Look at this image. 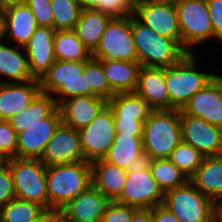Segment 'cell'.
I'll return each mask as SVG.
<instances>
[{
  "label": "cell",
  "mask_w": 222,
  "mask_h": 222,
  "mask_svg": "<svg viewBox=\"0 0 222 222\" xmlns=\"http://www.w3.org/2000/svg\"><path fill=\"white\" fill-rule=\"evenodd\" d=\"M90 185L91 163L88 161L46 166L48 212L57 213Z\"/></svg>",
  "instance_id": "6da1fadb"
},
{
  "label": "cell",
  "mask_w": 222,
  "mask_h": 222,
  "mask_svg": "<svg viewBox=\"0 0 222 222\" xmlns=\"http://www.w3.org/2000/svg\"><path fill=\"white\" fill-rule=\"evenodd\" d=\"M143 150L153 159H169L182 141L180 110H152L143 125Z\"/></svg>",
  "instance_id": "7a4b0ae2"
},
{
  "label": "cell",
  "mask_w": 222,
  "mask_h": 222,
  "mask_svg": "<svg viewBox=\"0 0 222 222\" xmlns=\"http://www.w3.org/2000/svg\"><path fill=\"white\" fill-rule=\"evenodd\" d=\"M196 53H187L178 63L165 68L169 110H182L190 98L203 89L216 74L200 71Z\"/></svg>",
  "instance_id": "3957f363"
},
{
  "label": "cell",
  "mask_w": 222,
  "mask_h": 222,
  "mask_svg": "<svg viewBox=\"0 0 222 222\" xmlns=\"http://www.w3.org/2000/svg\"><path fill=\"white\" fill-rule=\"evenodd\" d=\"M132 34L140 66L166 68L188 53L176 40L158 35L133 15Z\"/></svg>",
  "instance_id": "277c9868"
},
{
  "label": "cell",
  "mask_w": 222,
  "mask_h": 222,
  "mask_svg": "<svg viewBox=\"0 0 222 222\" xmlns=\"http://www.w3.org/2000/svg\"><path fill=\"white\" fill-rule=\"evenodd\" d=\"M84 68L85 61L55 60L39 80L41 92L52 95L57 105L72 97L92 96Z\"/></svg>",
  "instance_id": "5b68a950"
},
{
  "label": "cell",
  "mask_w": 222,
  "mask_h": 222,
  "mask_svg": "<svg viewBox=\"0 0 222 222\" xmlns=\"http://www.w3.org/2000/svg\"><path fill=\"white\" fill-rule=\"evenodd\" d=\"M162 204L180 222H212L216 218V203L196 189L190 180L166 191Z\"/></svg>",
  "instance_id": "8992f818"
},
{
  "label": "cell",
  "mask_w": 222,
  "mask_h": 222,
  "mask_svg": "<svg viewBox=\"0 0 222 222\" xmlns=\"http://www.w3.org/2000/svg\"><path fill=\"white\" fill-rule=\"evenodd\" d=\"M17 199L41 205L48 212L46 166L40 159L14 157L6 160Z\"/></svg>",
  "instance_id": "52a82bcc"
},
{
  "label": "cell",
  "mask_w": 222,
  "mask_h": 222,
  "mask_svg": "<svg viewBox=\"0 0 222 222\" xmlns=\"http://www.w3.org/2000/svg\"><path fill=\"white\" fill-rule=\"evenodd\" d=\"M175 6L181 32V46L188 53H194V46L214 38L206 0H179Z\"/></svg>",
  "instance_id": "ba28073f"
},
{
  "label": "cell",
  "mask_w": 222,
  "mask_h": 222,
  "mask_svg": "<svg viewBox=\"0 0 222 222\" xmlns=\"http://www.w3.org/2000/svg\"><path fill=\"white\" fill-rule=\"evenodd\" d=\"M96 60L138 61L132 34V15L113 17L108 23L99 46L92 53Z\"/></svg>",
  "instance_id": "9c48e42d"
},
{
  "label": "cell",
  "mask_w": 222,
  "mask_h": 222,
  "mask_svg": "<svg viewBox=\"0 0 222 222\" xmlns=\"http://www.w3.org/2000/svg\"><path fill=\"white\" fill-rule=\"evenodd\" d=\"M84 161L103 159L112 146L116 130L114 115L107 105L87 126L78 130Z\"/></svg>",
  "instance_id": "30bf717a"
},
{
  "label": "cell",
  "mask_w": 222,
  "mask_h": 222,
  "mask_svg": "<svg viewBox=\"0 0 222 222\" xmlns=\"http://www.w3.org/2000/svg\"><path fill=\"white\" fill-rule=\"evenodd\" d=\"M133 16L158 35L176 40L181 45V32L174 3L136 0Z\"/></svg>",
  "instance_id": "8fae6325"
},
{
  "label": "cell",
  "mask_w": 222,
  "mask_h": 222,
  "mask_svg": "<svg viewBox=\"0 0 222 222\" xmlns=\"http://www.w3.org/2000/svg\"><path fill=\"white\" fill-rule=\"evenodd\" d=\"M182 141L190 144L204 157L222 155V128L205 119L184 114L180 110Z\"/></svg>",
  "instance_id": "7c38bea8"
},
{
  "label": "cell",
  "mask_w": 222,
  "mask_h": 222,
  "mask_svg": "<svg viewBox=\"0 0 222 222\" xmlns=\"http://www.w3.org/2000/svg\"><path fill=\"white\" fill-rule=\"evenodd\" d=\"M164 193L152 176L151 170L127 172L120 196L115 202L137 209H151L163 203Z\"/></svg>",
  "instance_id": "4fadbf2b"
},
{
  "label": "cell",
  "mask_w": 222,
  "mask_h": 222,
  "mask_svg": "<svg viewBox=\"0 0 222 222\" xmlns=\"http://www.w3.org/2000/svg\"><path fill=\"white\" fill-rule=\"evenodd\" d=\"M62 123L58 107L48 116L39 119L18 133L16 157L40 159L47 142Z\"/></svg>",
  "instance_id": "5bb4252c"
},
{
  "label": "cell",
  "mask_w": 222,
  "mask_h": 222,
  "mask_svg": "<svg viewBox=\"0 0 222 222\" xmlns=\"http://www.w3.org/2000/svg\"><path fill=\"white\" fill-rule=\"evenodd\" d=\"M40 160L45 166L84 161L78 130L61 123L47 142Z\"/></svg>",
  "instance_id": "9a60e30c"
},
{
  "label": "cell",
  "mask_w": 222,
  "mask_h": 222,
  "mask_svg": "<svg viewBox=\"0 0 222 222\" xmlns=\"http://www.w3.org/2000/svg\"><path fill=\"white\" fill-rule=\"evenodd\" d=\"M110 202L102 192L90 185L56 214L62 222H101Z\"/></svg>",
  "instance_id": "2e32d148"
},
{
  "label": "cell",
  "mask_w": 222,
  "mask_h": 222,
  "mask_svg": "<svg viewBox=\"0 0 222 222\" xmlns=\"http://www.w3.org/2000/svg\"><path fill=\"white\" fill-rule=\"evenodd\" d=\"M181 111L222 128V76L216 75L190 98Z\"/></svg>",
  "instance_id": "e0dca14e"
},
{
  "label": "cell",
  "mask_w": 222,
  "mask_h": 222,
  "mask_svg": "<svg viewBox=\"0 0 222 222\" xmlns=\"http://www.w3.org/2000/svg\"><path fill=\"white\" fill-rule=\"evenodd\" d=\"M56 30L38 27L24 50L27 55L29 71L34 79L40 80L55 62L54 36Z\"/></svg>",
  "instance_id": "ac0fdd59"
},
{
  "label": "cell",
  "mask_w": 222,
  "mask_h": 222,
  "mask_svg": "<svg viewBox=\"0 0 222 222\" xmlns=\"http://www.w3.org/2000/svg\"><path fill=\"white\" fill-rule=\"evenodd\" d=\"M2 8L4 40L11 41L15 46L25 47L38 28L34 14L25 3H12Z\"/></svg>",
  "instance_id": "d6986e66"
},
{
  "label": "cell",
  "mask_w": 222,
  "mask_h": 222,
  "mask_svg": "<svg viewBox=\"0 0 222 222\" xmlns=\"http://www.w3.org/2000/svg\"><path fill=\"white\" fill-rule=\"evenodd\" d=\"M108 105L98 96H76L61 101L59 109L62 123L79 130L87 126Z\"/></svg>",
  "instance_id": "ffe728a7"
},
{
  "label": "cell",
  "mask_w": 222,
  "mask_h": 222,
  "mask_svg": "<svg viewBox=\"0 0 222 222\" xmlns=\"http://www.w3.org/2000/svg\"><path fill=\"white\" fill-rule=\"evenodd\" d=\"M40 91L37 79L21 83H0V120L9 121L28 107Z\"/></svg>",
  "instance_id": "44dd1931"
},
{
  "label": "cell",
  "mask_w": 222,
  "mask_h": 222,
  "mask_svg": "<svg viewBox=\"0 0 222 222\" xmlns=\"http://www.w3.org/2000/svg\"><path fill=\"white\" fill-rule=\"evenodd\" d=\"M135 92L148 103L152 110H169L165 68L141 66Z\"/></svg>",
  "instance_id": "7402d4cb"
},
{
  "label": "cell",
  "mask_w": 222,
  "mask_h": 222,
  "mask_svg": "<svg viewBox=\"0 0 222 222\" xmlns=\"http://www.w3.org/2000/svg\"><path fill=\"white\" fill-rule=\"evenodd\" d=\"M0 77H3L0 83H21L34 80L29 71L24 47L11 45L6 40L0 41Z\"/></svg>",
  "instance_id": "603a6c76"
},
{
  "label": "cell",
  "mask_w": 222,
  "mask_h": 222,
  "mask_svg": "<svg viewBox=\"0 0 222 222\" xmlns=\"http://www.w3.org/2000/svg\"><path fill=\"white\" fill-rule=\"evenodd\" d=\"M127 178V170L110 164L103 159L91 162L92 185L110 201L121 194Z\"/></svg>",
  "instance_id": "cb8c5ba5"
},
{
  "label": "cell",
  "mask_w": 222,
  "mask_h": 222,
  "mask_svg": "<svg viewBox=\"0 0 222 222\" xmlns=\"http://www.w3.org/2000/svg\"><path fill=\"white\" fill-rule=\"evenodd\" d=\"M107 78L111 91L116 93L135 92L138 85L140 64L138 61L98 60Z\"/></svg>",
  "instance_id": "d4e9b609"
},
{
  "label": "cell",
  "mask_w": 222,
  "mask_h": 222,
  "mask_svg": "<svg viewBox=\"0 0 222 222\" xmlns=\"http://www.w3.org/2000/svg\"><path fill=\"white\" fill-rule=\"evenodd\" d=\"M189 180L203 195L217 203L222 198V155L204 157Z\"/></svg>",
  "instance_id": "484cf974"
},
{
  "label": "cell",
  "mask_w": 222,
  "mask_h": 222,
  "mask_svg": "<svg viewBox=\"0 0 222 222\" xmlns=\"http://www.w3.org/2000/svg\"><path fill=\"white\" fill-rule=\"evenodd\" d=\"M113 17L96 9L81 10L74 31L83 45L93 53Z\"/></svg>",
  "instance_id": "4316f807"
},
{
  "label": "cell",
  "mask_w": 222,
  "mask_h": 222,
  "mask_svg": "<svg viewBox=\"0 0 222 222\" xmlns=\"http://www.w3.org/2000/svg\"><path fill=\"white\" fill-rule=\"evenodd\" d=\"M142 137L143 135L116 133L112 146L103 160L127 169L130 163L144 152Z\"/></svg>",
  "instance_id": "83f0119b"
},
{
  "label": "cell",
  "mask_w": 222,
  "mask_h": 222,
  "mask_svg": "<svg viewBox=\"0 0 222 222\" xmlns=\"http://www.w3.org/2000/svg\"><path fill=\"white\" fill-rule=\"evenodd\" d=\"M114 119L147 120L152 109L136 92L116 93L108 100Z\"/></svg>",
  "instance_id": "f1b7e54d"
},
{
  "label": "cell",
  "mask_w": 222,
  "mask_h": 222,
  "mask_svg": "<svg viewBox=\"0 0 222 222\" xmlns=\"http://www.w3.org/2000/svg\"><path fill=\"white\" fill-rule=\"evenodd\" d=\"M56 108L57 104L52 95L40 91L28 107L15 114L9 121L18 134L26 126L48 117Z\"/></svg>",
  "instance_id": "f546056e"
},
{
  "label": "cell",
  "mask_w": 222,
  "mask_h": 222,
  "mask_svg": "<svg viewBox=\"0 0 222 222\" xmlns=\"http://www.w3.org/2000/svg\"><path fill=\"white\" fill-rule=\"evenodd\" d=\"M55 59L60 61H88L92 53L78 39L73 29L56 30L54 36Z\"/></svg>",
  "instance_id": "4dcf8cb0"
},
{
  "label": "cell",
  "mask_w": 222,
  "mask_h": 222,
  "mask_svg": "<svg viewBox=\"0 0 222 222\" xmlns=\"http://www.w3.org/2000/svg\"><path fill=\"white\" fill-rule=\"evenodd\" d=\"M46 213L37 203L14 198L0 208V222H37Z\"/></svg>",
  "instance_id": "1f68e13d"
},
{
  "label": "cell",
  "mask_w": 222,
  "mask_h": 222,
  "mask_svg": "<svg viewBox=\"0 0 222 222\" xmlns=\"http://www.w3.org/2000/svg\"><path fill=\"white\" fill-rule=\"evenodd\" d=\"M150 170L163 193L182 186L189 180L169 159H153Z\"/></svg>",
  "instance_id": "d6a6232c"
},
{
  "label": "cell",
  "mask_w": 222,
  "mask_h": 222,
  "mask_svg": "<svg viewBox=\"0 0 222 222\" xmlns=\"http://www.w3.org/2000/svg\"><path fill=\"white\" fill-rule=\"evenodd\" d=\"M53 15V29H74L81 8L75 0H50Z\"/></svg>",
  "instance_id": "836d02e7"
},
{
  "label": "cell",
  "mask_w": 222,
  "mask_h": 222,
  "mask_svg": "<svg viewBox=\"0 0 222 222\" xmlns=\"http://www.w3.org/2000/svg\"><path fill=\"white\" fill-rule=\"evenodd\" d=\"M204 156L192 147L181 141L172 151L169 160L175 164L190 179L200 167Z\"/></svg>",
  "instance_id": "e575fe53"
},
{
  "label": "cell",
  "mask_w": 222,
  "mask_h": 222,
  "mask_svg": "<svg viewBox=\"0 0 222 222\" xmlns=\"http://www.w3.org/2000/svg\"><path fill=\"white\" fill-rule=\"evenodd\" d=\"M84 74L87 75L88 86H91L92 96H98L108 101L114 95L105 77L102 64L98 60L91 58L85 61Z\"/></svg>",
  "instance_id": "d590c367"
},
{
  "label": "cell",
  "mask_w": 222,
  "mask_h": 222,
  "mask_svg": "<svg viewBox=\"0 0 222 222\" xmlns=\"http://www.w3.org/2000/svg\"><path fill=\"white\" fill-rule=\"evenodd\" d=\"M17 135L10 121L0 120V154L6 160L16 157Z\"/></svg>",
  "instance_id": "8d00e7d4"
},
{
  "label": "cell",
  "mask_w": 222,
  "mask_h": 222,
  "mask_svg": "<svg viewBox=\"0 0 222 222\" xmlns=\"http://www.w3.org/2000/svg\"><path fill=\"white\" fill-rule=\"evenodd\" d=\"M136 0H98V10L112 17L133 15Z\"/></svg>",
  "instance_id": "74e56055"
},
{
  "label": "cell",
  "mask_w": 222,
  "mask_h": 222,
  "mask_svg": "<svg viewBox=\"0 0 222 222\" xmlns=\"http://www.w3.org/2000/svg\"><path fill=\"white\" fill-rule=\"evenodd\" d=\"M24 3L34 14L38 27L53 28L50 0H25Z\"/></svg>",
  "instance_id": "f35d334b"
},
{
  "label": "cell",
  "mask_w": 222,
  "mask_h": 222,
  "mask_svg": "<svg viewBox=\"0 0 222 222\" xmlns=\"http://www.w3.org/2000/svg\"><path fill=\"white\" fill-rule=\"evenodd\" d=\"M137 208L111 201L101 219V222H130Z\"/></svg>",
  "instance_id": "ab89813d"
},
{
  "label": "cell",
  "mask_w": 222,
  "mask_h": 222,
  "mask_svg": "<svg viewBox=\"0 0 222 222\" xmlns=\"http://www.w3.org/2000/svg\"><path fill=\"white\" fill-rule=\"evenodd\" d=\"M16 198L12 175L7 163L0 167V208Z\"/></svg>",
  "instance_id": "60d3db41"
},
{
  "label": "cell",
  "mask_w": 222,
  "mask_h": 222,
  "mask_svg": "<svg viewBox=\"0 0 222 222\" xmlns=\"http://www.w3.org/2000/svg\"><path fill=\"white\" fill-rule=\"evenodd\" d=\"M206 4L213 26L214 40L222 43V0H206Z\"/></svg>",
  "instance_id": "b9f144b4"
},
{
  "label": "cell",
  "mask_w": 222,
  "mask_h": 222,
  "mask_svg": "<svg viewBox=\"0 0 222 222\" xmlns=\"http://www.w3.org/2000/svg\"><path fill=\"white\" fill-rule=\"evenodd\" d=\"M146 120L114 119L116 133L127 135H143V125Z\"/></svg>",
  "instance_id": "7bdbcfd3"
},
{
  "label": "cell",
  "mask_w": 222,
  "mask_h": 222,
  "mask_svg": "<svg viewBox=\"0 0 222 222\" xmlns=\"http://www.w3.org/2000/svg\"><path fill=\"white\" fill-rule=\"evenodd\" d=\"M152 222H180L178 218L163 204L152 208Z\"/></svg>",
  "instance_id": "ee69618b"
},
{
  "label": "cell",
  "mask_w": 222,
  "mask_h": 222,
  "mask_svg": "<svg viewBox=\"0 0 222 222\" xmlns=\"http://www.w3.org/2000/svg\"><path fill=\"white\" fill-rule=\"evenodd\" d=\"M153 158L143 152L141 155L137 156L126 169L127 172H137V171H145L151 168Z\"/></svg>",
  "instance_id": "f6af8a7d"
},
{
  "label": "cell",
  "mask_w": 222,
  "mask_h": 222,
  "mask_svg": "<svg viewBox=\"0 0 222 222\" xmlns=\"http://www.w3.org/2000/svg\"><path fill=\"white\" fill-rule=\"evenodd\" d=\"M130 222H152V208L151 209H137L130 220Z\"/></svg>",
  "instance_id": "bcb514c9"
},
{
  "label": "cell",
  "mask_w": 222,
  "mask_h": 222,
  "mask_svg": "<svg viewBox=\"0 0 222 222\" xmlns=\"http://www.w3.org/2000/svg\"><path fill=\"white\" fill-rule=\"evenodd\" d=\"M82 10L96 9L98 10V0H75Z\"/></svg>",
  "instance_id": "7dc6e473"
},
{
  "label": "cell",
  "mask_w": 222,
  "mask_h": 222,
  "mask_svg": "<svg viewBox=\"0 0 222 222\" xmlns=\"http://www.w3.org/2000/svg\"><path fill=\"white\" fill-rule=\"evenodd\" d=\"M57 218L56 213L47 212L39 221L37 222H53Z\"/></svg>",
  "instance_id": "c3c4849f"
},
{
  "label": "cell",
  "mask_w": 222,
  "mask_h": 222,
  "mask_svg": "<svg viewBox=\"0 0 222 222\" xmlns=\"http://www.w3.org/2000/svg\"><path fill=\"white\" fill-rule=\"evenodd\" d=\"M4 40V13L3 8L0 7V41Z\"/></svg>",
  "instance_id": "681fc988"
},
{
  "label": "cell",
  "mask_w": 222,
  "mask_h": 222,
  "mask_svg": "<svg viewBox=\"0 0 222 222\" xmlns=\"http://www.w3.org/2000/svg\"><path fill=\"white\" fill-rule=\"evenodd\" d=\"M25 0H0V7H4L12 3H24Z\"/></svg>",
  "instance_id": "f907efd6"
},
{
  "label": "cell",
  "mask_w": 222,
  "mask_h": 222,
  "mask_svg": "<svg viewBox=\"0 0 222 222\" xmlns=\"http://www.w3.org/2000/svg\"><path fill=\"white\" fill-rule=\"evenodd\" d=\"M216 218L222 222V204H216Z\"/></svg>",
  "instance_id": "816d5d0a"
},
{
  "label": "cell",
  "mask_w": 222,
  "mask_h": 222,
  "mask_svg": "<svg viewBox=\"0 0 222 222\" xmlns=\"http://www.w3.org/2000/svg\"><path fill=\"white\" fill-rule=\"evenodd\" d=\"M152 1H156V2H169V3H176L179 0H152Z\"/></svg>",
  "instance_id": "f5cc1de1"
},
{
  "label": "cell",
  "mask_w": 222,
  "mask_h": 222,
  "mask_svg": "<svg viewBox=\"0 0 222 222\" xmlns=\"http://www.w3.org/2000/svg\"><path fill=\"white\" fill-rule=\"evenodd\" d=\"M6 163V159L0 154V167Z\"/></svg>",
  "instance_id": "db71d44e"
},
{
  "label": "cell",
  "mask_w": 222,
  "mask_h": 222,
  "mask_svg": "<svg viewBox=\"0 0 222 222\" xmlns=\"http://www.w3.org/2000/svg\"><path fill=\"white\" fill-rule=\"evenodd\" d=\"M53 222H62L58 217Z\"/></svg>",
  "instance_id": "11a10c76"
},
{
  "label": "cell",
  "mask_w": 222,
  "mask_h": 222,
  "mask_svg": "<svg viewBox=\"0 0 222 222\" xmlns=\"http://www.w3.org/2000/svg\"><path fill=\"white\" fill-rule=\"evenodd\" d=\"M216 204H222V198Z\"/></svg>",
  "instance_id": "9f6ffc18"
},
{
  "label": "cell",
  "mask_w": 222,
  "mask_h": 222,
  "mask_svg": "<svg viewBox=\"0 0 222 222\" xmlns=\"http://www.w3.org/2000/svg\"><path fill=\"white\" fill-rule=\"evenodd\" d=\"M212 222H220L217 218H215Z\"/></svg>",
  "instance_id": "6f0895ef"
}]
</instances>
